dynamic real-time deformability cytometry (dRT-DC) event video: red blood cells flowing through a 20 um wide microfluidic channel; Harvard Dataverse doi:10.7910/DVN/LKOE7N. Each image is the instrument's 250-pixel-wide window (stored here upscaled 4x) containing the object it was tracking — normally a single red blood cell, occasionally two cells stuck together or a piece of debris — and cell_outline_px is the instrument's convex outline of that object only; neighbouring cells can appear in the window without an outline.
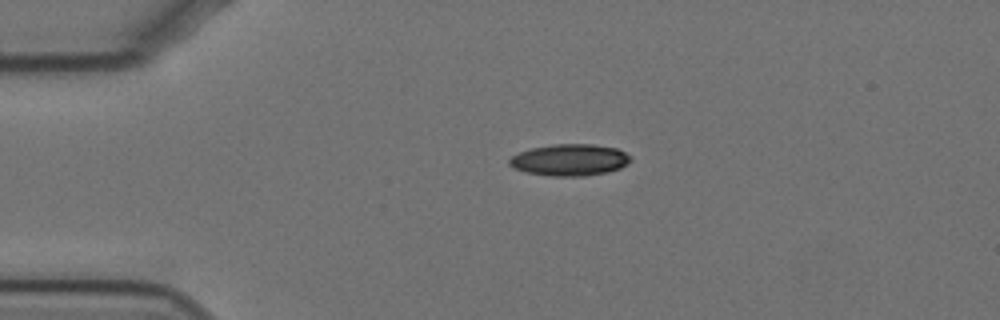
{"species": "Egyptian fruit bat (a non-hibernating species)", "species_latin": "Rousettus aegyptiacus", "temperature_condition": "cold", "stored_images_in_passage": 46, "camera_frame_rate_fps": 3000, "um_per_image_px": 0.085, "animal": {"sex": "female"}, "frame": {"image": 1, "passage_image": 1, "time_ms": 0.0, "image_size_px": [1000, 320], "cell_outline_px": [[632, 160], [628, 164], [620, 168], [608, 172], [584, 176], [552, 176], [524, 172], [512, 168], [508, 164], [508, 160], [512, 156], [520, 152], [532, 148], [552, 144], [592, 144], [616, 148], [632, 156]], "centroid_in_image_um": [48.43, 13.6], "position_along_channel_um": 36.6, "area_um2": 22.54}}
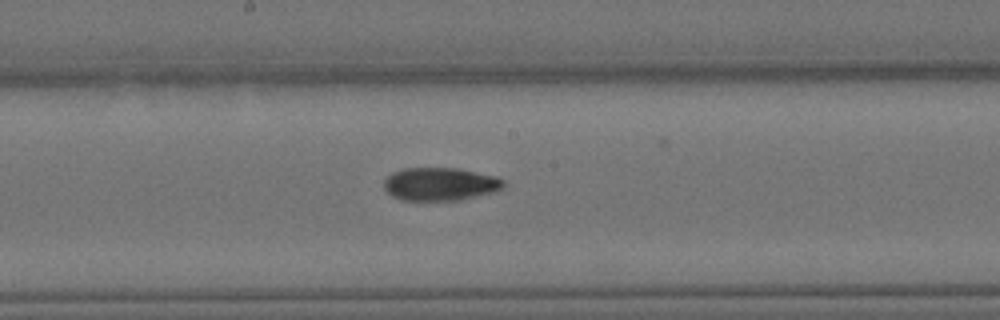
{"frame": {"image": 2, "passage_image": 19, "time_ms": 6.0, "image_size_px": [1000, 320], "cell_outline_px": [[504, 188], [492, 192], [460, 200], [404, 200], [392, 196], [384, 188], [384, 180], [392, 172], [404, 168], [456, 168], [496, 176], [504, 180]], "centroid_in_image_um": [37.41, 15.64], "position_along_channel_um": 210.8, "area_um2": 22.95}}
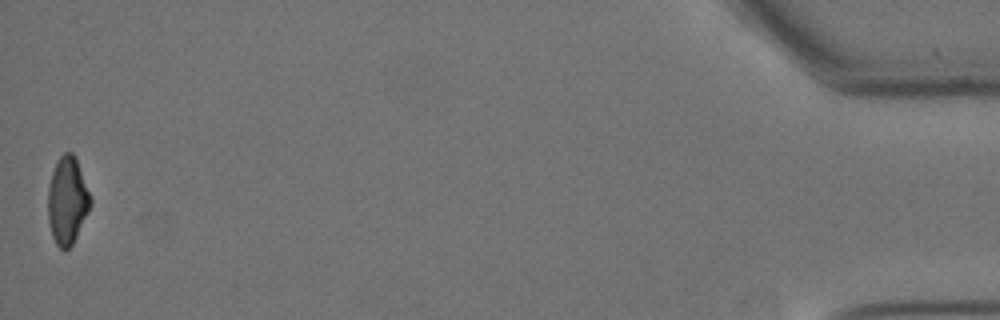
{"frame": {"image": 3, "passage_image": 46, "time_ms": 15.0, "image_size_px": [1000, 320], "cell_outline_px": [[92, 204], [72, 244], [64, 252], [56, 244], [52, 236], [48, 220], [48, 188], [52, 172], [60, 156], [64, 152], [72, 152], [76, 160], [92, 196]], "centroid_in_image_um": [5.73, 17.06], "position_along_channel_um": 429.5, "area_um2": 21.56}, "authors_computed_cell_mechanics": {"area_um2": 22.9755, "velocity_mm_per_s": 3.4817, "shape_relaxation_time_tau1_ms": 5.564, "shape_relaxation_time_tau2_ms": 8.5411, "deformation_change_tau1": 0.1582, "deformation_change_tau2": 0.1418}}